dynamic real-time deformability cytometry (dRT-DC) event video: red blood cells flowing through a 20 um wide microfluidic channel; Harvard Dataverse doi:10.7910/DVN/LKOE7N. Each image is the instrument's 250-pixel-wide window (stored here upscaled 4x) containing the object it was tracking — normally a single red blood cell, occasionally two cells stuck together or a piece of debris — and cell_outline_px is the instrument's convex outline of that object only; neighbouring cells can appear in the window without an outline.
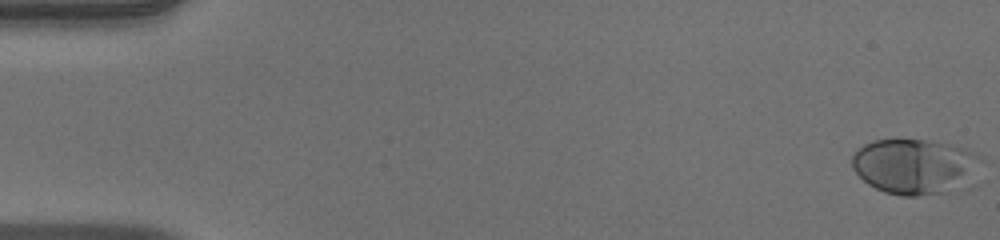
{"species": "human", "species_latin": "Homo sapiens", "temperature_condition": "warm", "stored_images_in_passage": 52, "camera_frame_rate_fps": 3000, "um_per_image_px": 0.085, "donor": {"sex": "male"}, "frame": {"image": 1, "passage_image": 1, "time_ms": 0.0, "image_size_px": [1000, 240], "cell_outline_px": [[984, 160], [944, 192], [916, 196], [900, 196], [884, 192], [868, 184], [852, 168], [852, 156], [864, 144], [872, 140], [924, 140], [948, 144], [964, 148], [976, 152]], "centroid_in_image_um": [77.61, 14.1], "position_along_channel_um": 7.4, "area_um2": 39.94}}
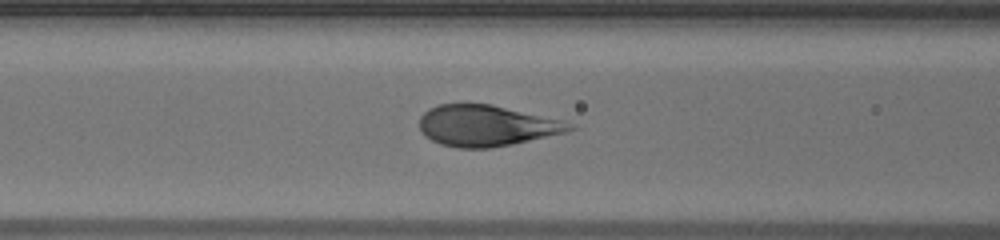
{"frame": {"image": 2, "passage_image": 22, "time_ms": 7.0, "image_size_px": [1000, 240], "cell_outline_px": [[576, 128], [564, 132], [512, 144], [488, 148], [456, 148], [440, 144], [424, 136], [420, 128], [420, 116], [428, 108], [436, 104], [492, 104], [564, 120]], "centroid_in_image_um": [41.3, 10.67], "position_along_channel_um": 125.3, "area_um2": 35.84}}
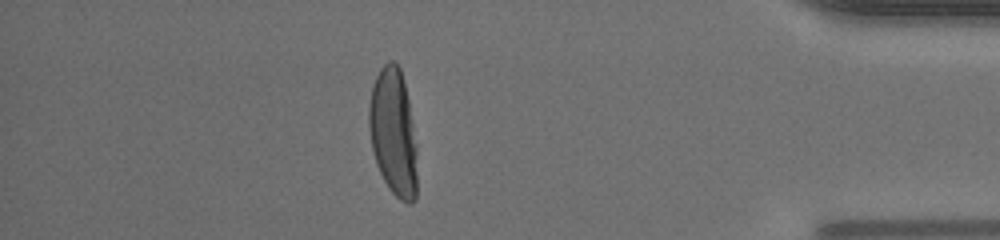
{"frame": {"image": 3, "passage_image": 46, "time_ms": 15.0, "image_size_px": [1000, 240], "cell_outline_px": [[416, 200], [412, 204], [408, 204], [400, 200], [388, 188], [376, 164], [372, 148], [368, 128], [368, 104], [372, 88], [376, 76], [380, 68], [388, 60], [396, 60], [400, 68], [408, 100], [416, 144]], "centroid_in_image_um": [33.42, 11.26], "position_along_channel_um": 401.8, "area_um2": 35.84}}